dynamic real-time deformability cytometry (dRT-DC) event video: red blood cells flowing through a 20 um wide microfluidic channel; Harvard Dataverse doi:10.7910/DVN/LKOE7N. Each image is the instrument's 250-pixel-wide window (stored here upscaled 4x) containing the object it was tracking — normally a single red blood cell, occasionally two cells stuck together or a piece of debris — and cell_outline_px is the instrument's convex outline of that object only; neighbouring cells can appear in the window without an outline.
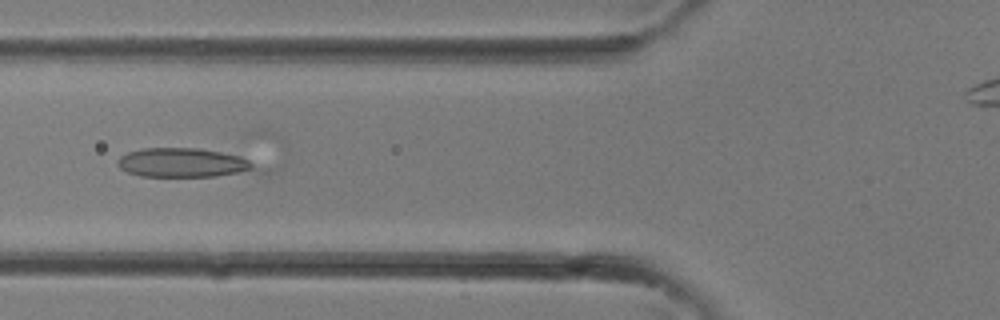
{"species": "common noctule bat (a hibernating species)", "species_latin": "Nyctalus noctula", "temperature_condition": "room temperature", "stored_images_in_passage": 14, "camera_frame_rate_fps": 3000, "um_per_image_px": 0.085, "animal": {"sex": "female"}, "frame": {"image": 1, "passage_image": 12, "time_ms": 3.667, "image_size_px": [1000, 320], "cell_outline_px": [[280, 168], [268, 176], [140, 176], [128, 172], [120, 168], [116, 164], [116, 160], [120, 156], [128, 152], [144, 148], [200, 148], [280, 164]], "centroid_in_image_um": [16.32, 13.89], "position_along_channel_um": 109.5, "area_um2": 26.53}}